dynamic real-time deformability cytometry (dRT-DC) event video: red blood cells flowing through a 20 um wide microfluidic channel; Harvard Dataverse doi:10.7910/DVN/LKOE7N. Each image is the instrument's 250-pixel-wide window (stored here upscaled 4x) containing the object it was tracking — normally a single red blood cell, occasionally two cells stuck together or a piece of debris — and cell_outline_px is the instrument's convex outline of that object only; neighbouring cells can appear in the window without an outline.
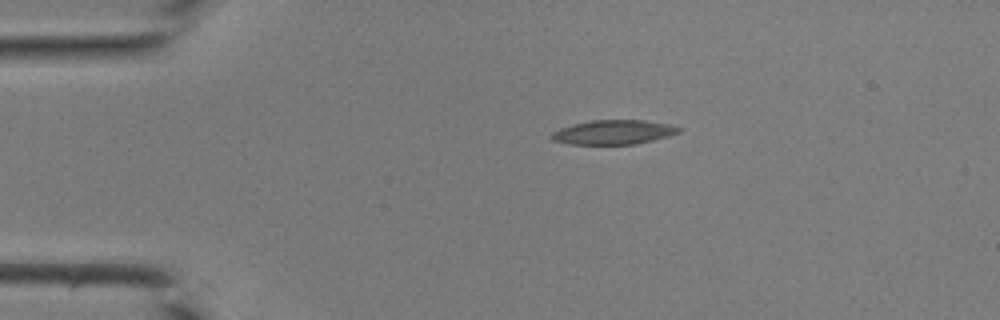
{"species": "common noctule bat (a hibernating species)", "species_latin": "Nyctalus noctula", "temperature_condition": "room temperature", "stored_images_in_passage": 35, "camera_frame_rate_fps": 3000, "um_per_image_px": 0.085, "animal": {"sex": "male", "body_mass_g": 19.0, "forearm_length_mm": 50.8}, "frame": {"image": 1, "passage_image": 1, "time_ms": 0.0, "image_size_px": [1000, 320], "cell_outline_px": [[680, 132], [668, 136], [636, 144], [568, 144], [552, 140], [548, 136], [552, 132], [560, 128], [572, 124], [592, 120], [644, 120], [672, 124], [680, 128]], "centroid_in_image_um": [52.12, 11.23], "position_along_channel_um": 32.9, "area_um2": 18.15}}
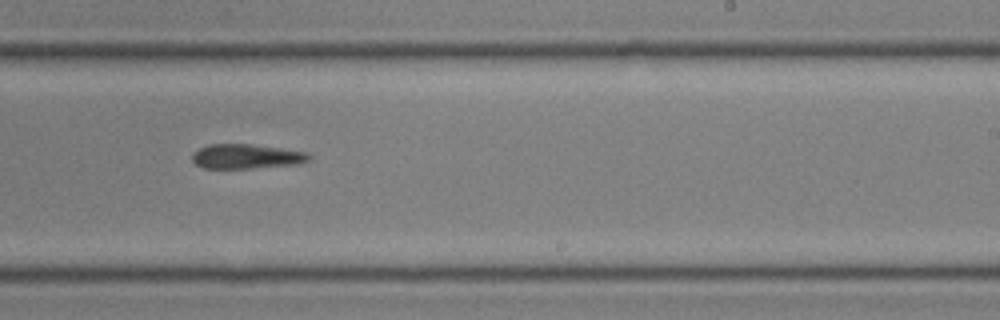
{"frame": {"image": 2, "passage_image": 19, "time_ms": 6.0, "image_size_px": [1000, 320], "cell_outline_px": [[312, 160], [300, 164], [252, 168], [204, 168], [196, 164], [192, 160], [192, 152], [208, 144], [252, 144], [308, 152], [312, 156]], "centroid_in_image_um": [20.99, 13.29], "position_along_channel_um": 268.0, "area_um2": 16.94}}
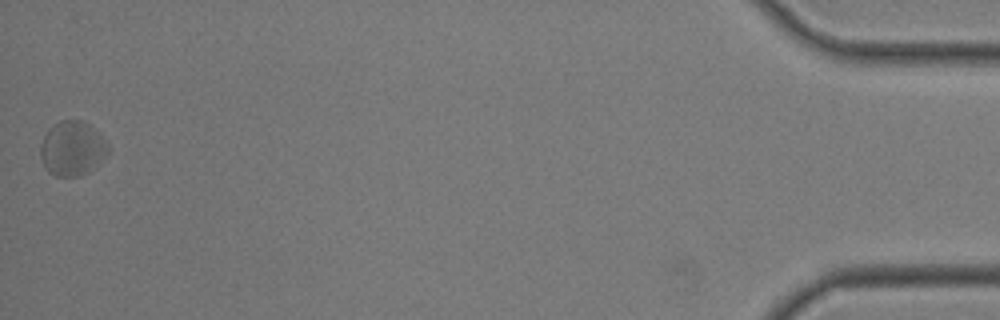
{"frame": {"image": 3, "passage_image": 35, "time_ms": 11.333, "image_size_px": [1000, 320], "cell_outline_px": [[108, 152], [88, 172], [80, 176], [56, 176], [48, 172], [44, 168], [40, 156], [40, 144], [48, 128], [52, 124], [60, 120], [80, 120], [96, 128], [108, 144]], "centroid_in_image_um": [6.1, 12.6], "position_along_channel_um": 429.1, "area_um2": 21.62}}